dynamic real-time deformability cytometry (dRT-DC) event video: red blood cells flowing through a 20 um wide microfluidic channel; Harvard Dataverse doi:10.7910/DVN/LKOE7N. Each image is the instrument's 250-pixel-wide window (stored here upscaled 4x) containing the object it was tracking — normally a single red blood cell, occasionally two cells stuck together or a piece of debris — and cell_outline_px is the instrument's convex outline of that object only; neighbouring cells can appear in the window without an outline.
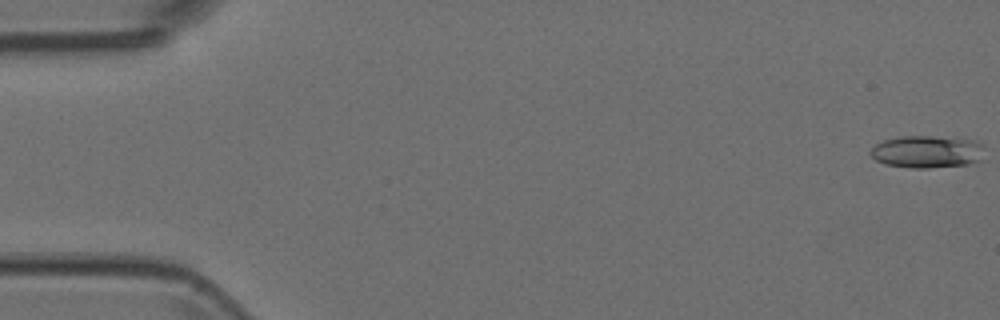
{"species": "Egyptian fruit bat (a non-hibernating species)", "species_latin": "Rousettus aegyptiacus", "temperature_condition": "room temperature", "stored_images_in_passage": 5, "camera_frame_rate_fps": 3000, "um_per_image_px": 0.085, "animal": {"sex": "female"}, "frame": {"image": 1, "passage_image": 1, "time_ms": 0.0, "image_size_px": [1000, 320], "cell_outline_px": [[984, 160], [968, 164], [928, 168], [912, 168], [884, 164], [876, 160], [868, 152], [876, 144], [884, 140], [900, 136], [932, 136], [976, 140], [984, 144]], "centroid_in_image_um": [78.85, 12.9], "position_along_channel_um": 6.1, "area_um2": 21.85}}
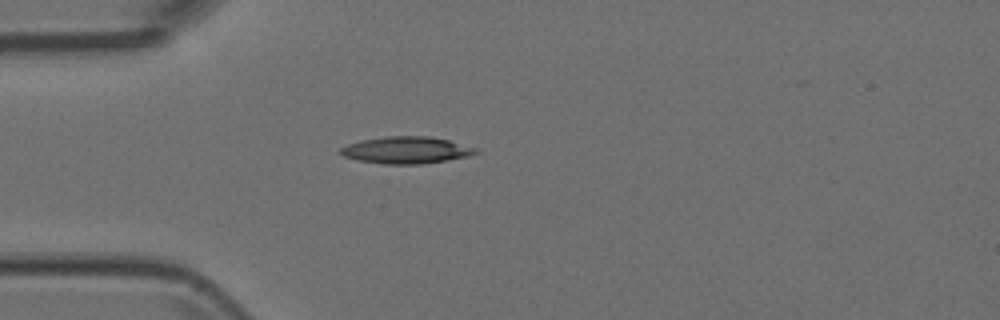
{"frame": {"image": 2, "passage_image": 5, "time_ms": 1.333, "image_size_px": [1000, 320], "cell_outline_px": [[480, 152], [468, 156], [448, 160], [420, 164], [384, 164], [356, 160], [344, 156], [340, 152], [340, 148], [348, 144], [360, 140], [388, 136], [428, 136], [448, 140], [476, 148]], "centroid_in_image_um": [34.52, 12.76], "position_along_channel_um": 50.5, "area_um2": 21.15}}